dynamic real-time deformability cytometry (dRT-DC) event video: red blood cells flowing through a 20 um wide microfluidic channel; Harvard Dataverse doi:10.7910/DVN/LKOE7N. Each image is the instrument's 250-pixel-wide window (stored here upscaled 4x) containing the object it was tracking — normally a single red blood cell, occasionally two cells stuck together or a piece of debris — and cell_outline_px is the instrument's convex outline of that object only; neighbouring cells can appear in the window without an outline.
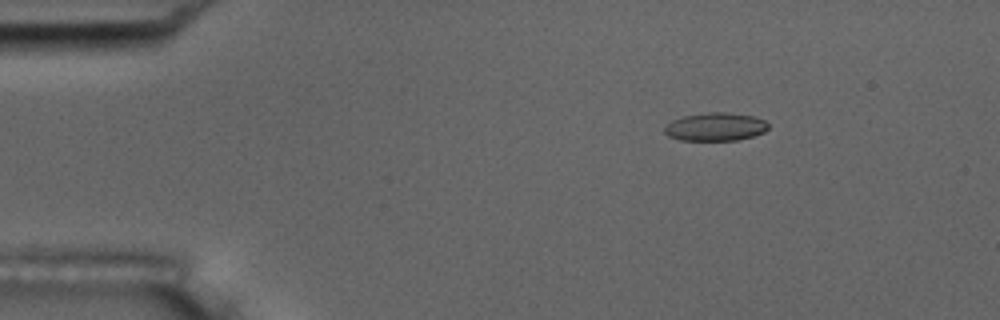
{"species": "common noctule bat (a hibernating species)", "species_latin": "Nyctalus noctula", "temperature_condition": "room temperature", "stored_images_in_passage": 4, "camera_frame_rate_fps": 3000, "um_per_image_px": 0.085, "animal": {"sex": "male", "body_mass_g": 17.5, "forearm_length_mm": 52.3}, "frame": {"image": 1, "passage_image": 2, "time_ms": 0.333, "image_size_px": [1000, 320], "cell_outline_px": [[768, 128], [764, 132], [752, 136], [736, 140], [680, 140], [668, 136], [664, 132], [664, 128], [672, 120], [684, 116], [708, 112], [724, 112], [752, 116], [764, 120], [768, 124]], "centroid_in_image_um": [60.8, 10.78], "position_along_channel_um": 24.2, "area_um2": 16.88}}